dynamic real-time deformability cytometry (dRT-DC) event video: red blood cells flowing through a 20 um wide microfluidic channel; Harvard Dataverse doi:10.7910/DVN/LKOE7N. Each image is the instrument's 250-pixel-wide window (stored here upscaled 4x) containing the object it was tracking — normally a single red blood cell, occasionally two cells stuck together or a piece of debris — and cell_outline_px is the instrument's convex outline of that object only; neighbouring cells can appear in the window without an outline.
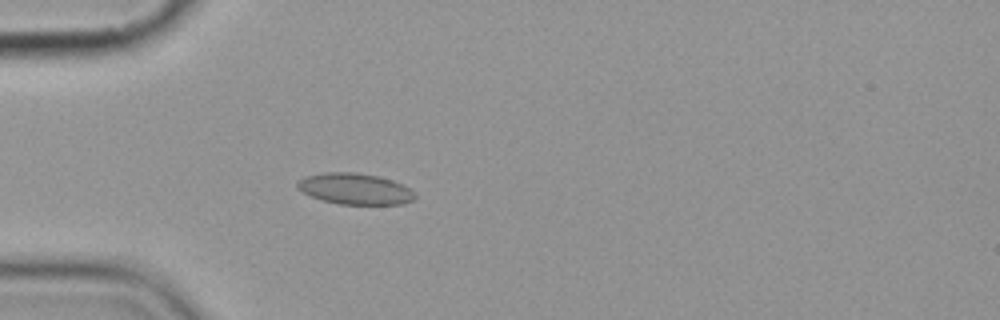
{"species": "common noctule bat (a hibernating species)", "species_latin": "Nyctalus noctula", "temperature_condition": "cold", "stored_images_in_passage": 3, "camera_frame_rate_fps": 3000, "um_per_image_px": 0.085, "animal": {"sex": "female", "body_mass_g": 19.9}, "frame": {"image": 1, "passage_image": 3, "time_ms": 3.333, "image_size_px": [1000, 320], "cell_outline_px": [[416, 196], [412, 200], [404, 204], [340, 204], [320, 200], [300, 192], [296, 188], [296, 184], [304, 176], [324, 172], [356, 172], [376, 176], [392, 180], [408, 188]], "centroid_in_image_um": [30.1, 16.05], "position_along_channel_um": 54.9, "area_um2": 21.33}}